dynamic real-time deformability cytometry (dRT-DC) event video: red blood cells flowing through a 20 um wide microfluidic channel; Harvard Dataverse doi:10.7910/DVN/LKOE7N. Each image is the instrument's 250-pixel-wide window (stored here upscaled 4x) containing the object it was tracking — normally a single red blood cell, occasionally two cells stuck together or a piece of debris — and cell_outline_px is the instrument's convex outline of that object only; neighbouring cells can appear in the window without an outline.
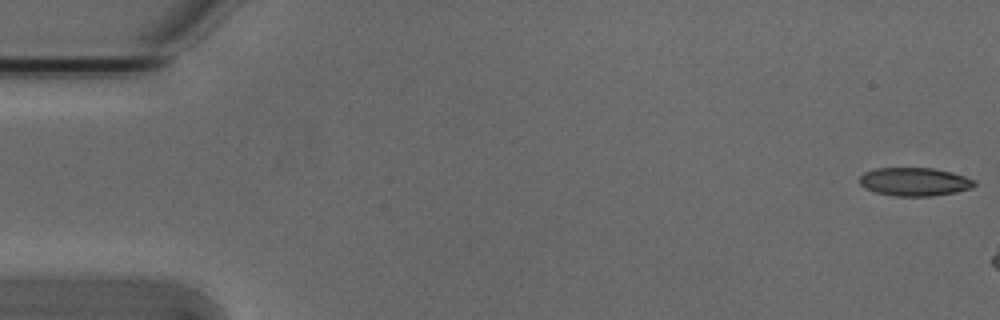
{"species": "Egyptian fruit bat (a non-hibernating species)", "species_latin": "Rousettus aegyptiacus", "temperature_condition": "cold", "stored_images_in_passage": 6, "camera_frame_rate_fps": 3000, "um_per_image_px": 0.085, "animal": {"sex": "male"}, "frame": {"image": 1, "passage_image": 1, "time_ms": 0.0, "image_size_px": [1000, 320], "cell_outline_px": [[976, 184], [972, 188], [956, 192], [932, 196], [892, 196], [876, 192], [864, 188], [860, 184], [860, 176], [864, 172], [876, 168], [932, 168], [952, 172], [976, 180]], "centroid_in_image_um": [77.74, 15.45], "position_along_channel_um": 7.3, "area_um2": 19.07}}